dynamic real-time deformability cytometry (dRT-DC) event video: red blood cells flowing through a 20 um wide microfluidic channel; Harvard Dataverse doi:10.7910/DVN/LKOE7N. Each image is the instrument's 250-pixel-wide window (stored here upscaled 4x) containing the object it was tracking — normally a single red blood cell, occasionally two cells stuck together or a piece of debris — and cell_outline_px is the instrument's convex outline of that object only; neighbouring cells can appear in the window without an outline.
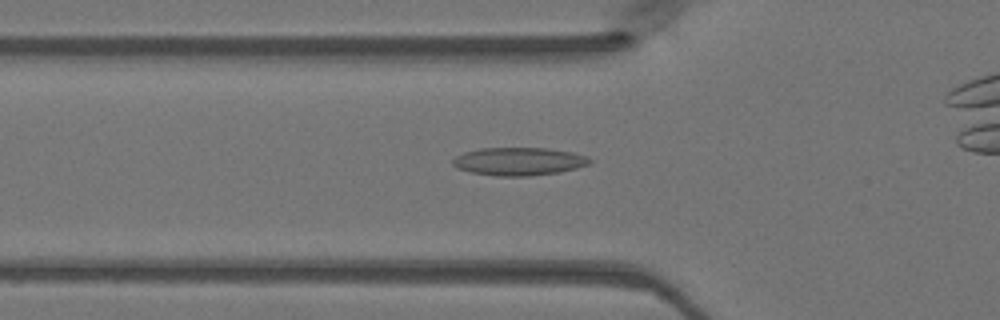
{"species": "Egyptian fruit bat (a non-hibernating species)", "species_latin": "Rousettus aegyptiacus", "temperature_condition": "warm", "stored_images_in_passage": 41, "camera_frame_rate_fps": 3000, "um_per_image_px": 0.085, "animal": {"sex": "female"}, "frame": {"image": 1, "passage_image": 15, "time_ms": 4.667, "image_size_px": [1000, 320], "cell_outline_px": [[592, 160], [588, 164], [576, 168], [560, 172], [528, 176], [496, 176], [472, 172], [456, 168], [452, 164], [452, 160], [456, 156], [464, 152], [480, 148], [548, 148], [572, 152], [584, 156]], "centroid_in_image_um": [44.07, 13.72], "position_along_channel_um": 81.7, "area_um2": 22.25}}
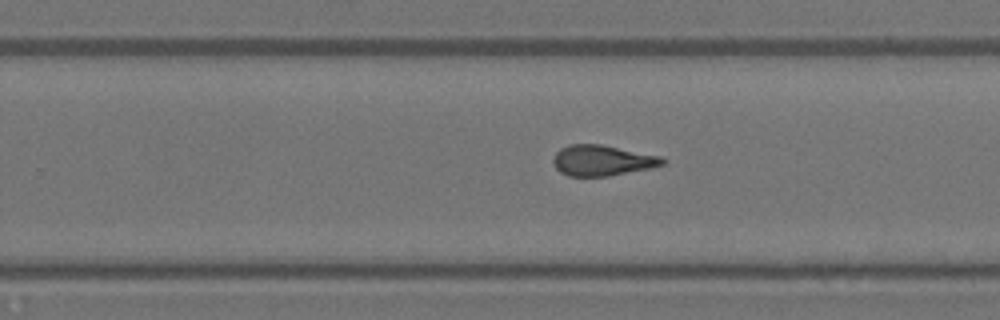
{"frame": {"image": 2, "passage_image": 29, "time_ms": 9.333, "image_size_px": [1000, 320], "cell_outline_px": [[668, 160], [664, 164], [652, 168], [608, 176], [568, 176], [560, 172], [552, 164], [552, 160], [556, 152], [560, 148], [568, 144], [600, 144], [660, 156]], "centroid_in_image_um": [51.17, 13.64], "position_along_channel_um": 278.6, "area_um2": 19.65}}
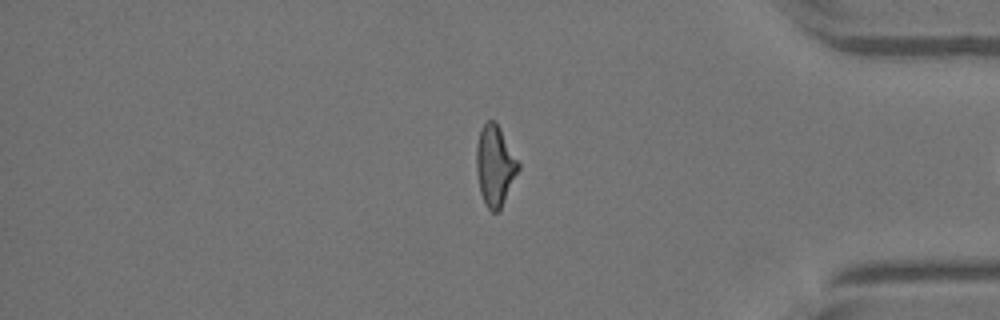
{"frame": {"image": 3, "passage_image": 39, "time_ms": 12.667, "image_size_px": [1000, 320], "cell_outline_px": [[520, 168], [500, 208], [496, 212], [492, 212], [484, 204], [480, 192], [476, 168], [476, 144], [480, 132], [484, 124], [488, 120], [496, 120], [520, 164]], "centroid_in_image_um": [42.06, 14.05], "position_along_channel_um": 393.1, "area_um2": 19.54}}